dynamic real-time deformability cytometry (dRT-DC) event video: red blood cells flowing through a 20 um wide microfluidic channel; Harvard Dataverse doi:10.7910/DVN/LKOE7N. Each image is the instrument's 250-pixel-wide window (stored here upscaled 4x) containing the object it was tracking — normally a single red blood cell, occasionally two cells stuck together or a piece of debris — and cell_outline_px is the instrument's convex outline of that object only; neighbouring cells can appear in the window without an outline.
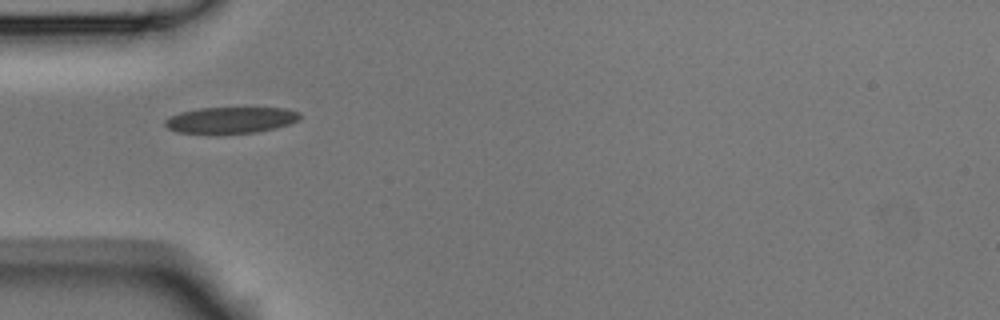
{"species": "Egyptian fruit bat (a non-hibernating species)", "species_latin": "Rousettus aegyptiacus", "temperature_condition": "room temperature", "stored_images_in_passage": 2, "camera_frame_rate_fps": 3000, "um_per_image_px": 0.085, "animal": {"sex": "male"}, "frame": {"image": 1, "passage_image": 1, "time_ms": 0.0, "image_size_px": [1000, 320], "cell_outline_px": [[300, 116], [296, 120], [288, 124], [276, 128], [256, 132], [216, 136], [176, 132], [168, 128], [164, 124], [164, 120], [180, 112], [200, 108], [284, 108], [300, 112]], "centroid_in_image_um": [19.55, 10.25], "position_along_channel_um": 65.5, "area_um2": 21.21}}
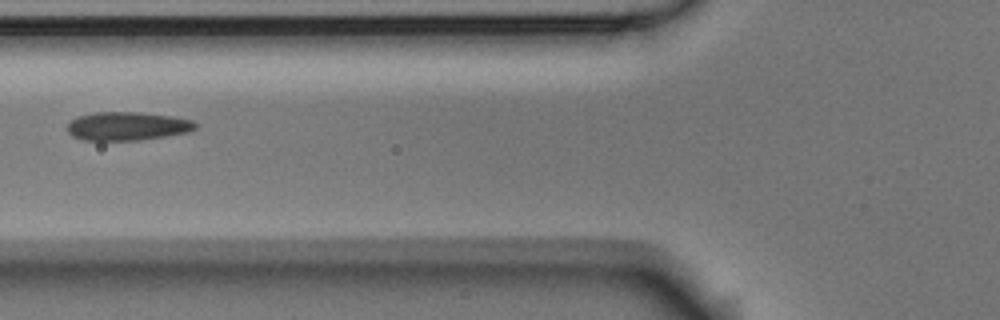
{"frame": {"image": 2, "passage_image": 2, "time_ms": 0.333, "image_size_px": [1000, 320], "cell_outline_px": [[196, 128], [188, 132], [164, 136], [136, 140], [84, 140], [72, 136], [68, 132], [68, 124], [76, 116], [96, 112], [136, 112], [172, 116], [192, 120], [196, 124]], "centroid_in_image_um": [10.8, 10.71], "position_along_channel_um": 115.0, "area_um2": 21.1}}